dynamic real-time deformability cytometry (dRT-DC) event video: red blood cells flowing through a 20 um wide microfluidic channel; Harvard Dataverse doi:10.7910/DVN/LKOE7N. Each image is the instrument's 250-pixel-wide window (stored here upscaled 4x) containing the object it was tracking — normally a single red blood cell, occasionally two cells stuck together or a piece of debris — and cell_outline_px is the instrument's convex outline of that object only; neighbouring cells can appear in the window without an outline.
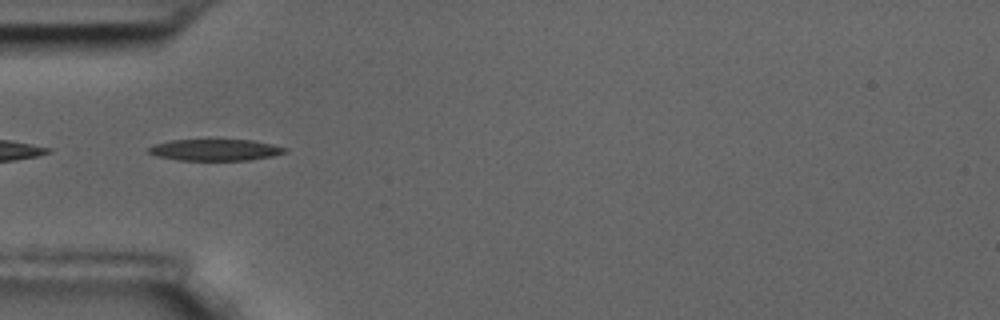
{"species": "common noctule bat (a hibernating species)", "species_latin": "Nyctalus noctula", "temperature_condition": "room temperature", "stored_images_in_passage": 40, "camera_frame_rate_fps": 3000, "um_per_image_px": 0.085, "animal": {"sex": "male", "body_mass_g": 17.5, "forearm_length_mm": 52.3}, "frame": {"image": 1, "passage_image": 1, "time_ms": 0.0, "image_size_px": [1000, 320], "cell_outline_px": [[288, 152], [272, 156], [248, 160], [176, 160], [156, 156], [148, 152], [148, 148], [156, 144], [172, 140], [252, 140], [272, 144], [288, 148]], "centroid_in_image_um": [18.32, 12.74], "position_along_channel_um": 66.7, "area_um2": 16.99}}
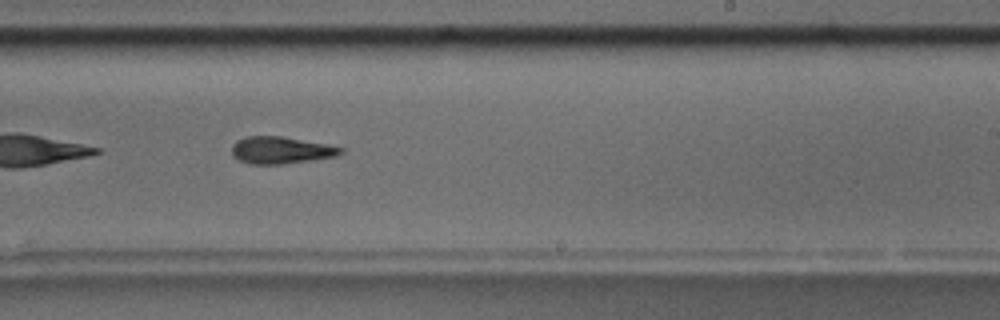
{"frame": {"image": 2, "passage_image": 18, "time_ms": 5.667, "image_size_px": [1000, 320], "cell_outline_px": [[344, 152], [336, 156], [312, 160], [280, 164], [252, 164], [240, 160], [232, 156], [232, 144], [236, 140], [244, 136], [280, 136], [328, 144], [344, 148]], "centroid_in_image_um": [23.87, 12.76], "position_along_channel_um": 265.1, "area_um2": 17.22}, "authors_computed_cell_mechanics": {"area_um2": 17.1955, "velocity_mm_per_s": 3.5129, "shape_relaxation_time_tau1_ms": 3.7159, "shape_relaxation_time_tau2_ms": 6.003, "deformation_change_tau1": 0.1699, "deformation_change_tau2": 0.1807}}